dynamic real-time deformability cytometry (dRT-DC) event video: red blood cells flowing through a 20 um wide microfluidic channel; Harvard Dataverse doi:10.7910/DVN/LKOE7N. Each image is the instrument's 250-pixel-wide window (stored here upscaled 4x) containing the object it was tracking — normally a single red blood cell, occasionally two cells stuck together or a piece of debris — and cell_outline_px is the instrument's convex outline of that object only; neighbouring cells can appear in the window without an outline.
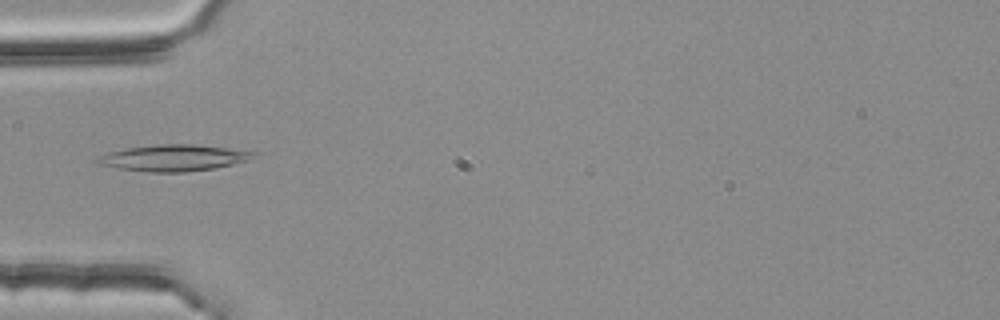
{"species": "common noctule bat (a hibernating species)", "species_latin": "Nyctalus noctula", "temperature_condition": "room temperature", "stored_images_in_passage": 4, "camera_frame_rate_fps": 3000, "um_per_image_px": 0.085, "animal": {"sex": "female", "body_mass_g": 25.1}, "frame": {"image": 1, "passage_image": 4, "time_ms": 1.0, "image_size_px": [1000, 320], "cell_outline_px": [[260, 152], [248, 160], [216, 168], [184, 172], [148, 172], [116, 168], [100, 164], [96, 160], [108, 152], [124, 148], [160, 144], [192, 144]], "centroid_in_image_um": [14.78, 13.42], "position_along_channel_um": 70.2, "area_um2": 23.81}}